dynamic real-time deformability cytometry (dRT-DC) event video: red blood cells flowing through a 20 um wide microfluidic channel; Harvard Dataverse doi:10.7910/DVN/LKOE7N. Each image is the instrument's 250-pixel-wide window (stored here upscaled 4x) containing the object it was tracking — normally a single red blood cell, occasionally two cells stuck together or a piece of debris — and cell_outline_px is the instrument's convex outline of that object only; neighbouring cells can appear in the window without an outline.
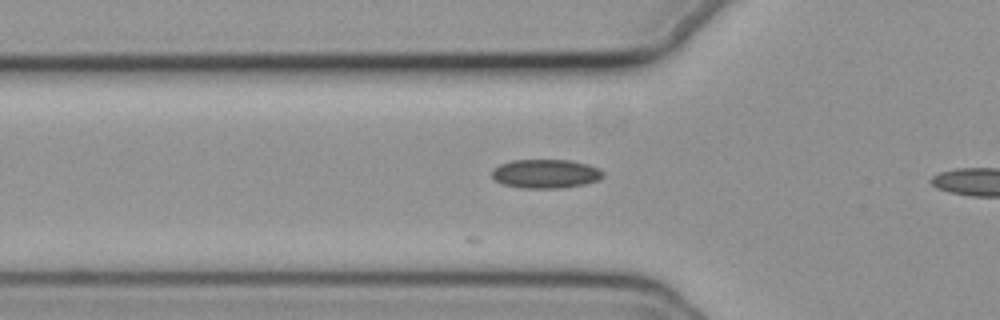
{"species": "common noctule bat (a hibernating species)", "species_latin": "Nyctalus noctula", "temperature_condition": "cold", "stored_images_in_passage": 17, "camera_frame_rate_fps": 3000, "um_per_image_px": 0.085, "animal": {"sex": "female", "body_mass_g": 19.3, "forearm_length_mm": 54.1}, "frame": {"image": 1, "passage_image": 11, "time_ms": 3.333, "image_size_px": [1000, 320], "cell_outline_px": [[604, 176], [600, 180], [584, 184], [560, 188], [524, 188], [504, 184], [496, 180], [492, 176], [492, 168], [500, 164], [512, 160], [568, 160], [588, 164], [600, 168], [604, 172]], "centroid_in_image_um": [46.41, 14.76], "position_along_channel_um": 79.4, "area_um2": 18.79}}